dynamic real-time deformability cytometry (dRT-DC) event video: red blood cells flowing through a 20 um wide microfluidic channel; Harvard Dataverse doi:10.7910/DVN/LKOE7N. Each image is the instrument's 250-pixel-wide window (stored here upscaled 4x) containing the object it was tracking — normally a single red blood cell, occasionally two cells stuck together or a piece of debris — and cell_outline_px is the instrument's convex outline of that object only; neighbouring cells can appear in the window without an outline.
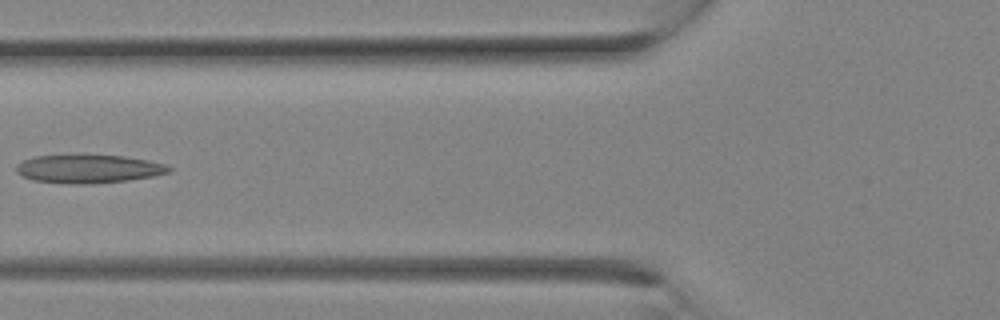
{"species": "Egyptian fruit bat (a non-hibernating species)", "species_latin": "Rousettus aegyptiacus", "temperature_condition": "room temperature", "stored_images_in_passage": 27, "camera_frame_rate_fps": 3000, "um_per_image_px": 0.085, "animal": {"sex": "female"}, "frame": {"image": 1, "passage_image": 10, "time_ms": 3.0, "image_size_px": [1000, 320], "cell_outline_px": [[172, 168], [168, 172], [152, 176], [128, 180], [92, 184], [68, 184], [32, 180], [20, 176], [16, 172], [16, 164], [24, 160], [36, 156], [76, 152], [80, 152], [124, 156], [148, 160], [168, 164]], "centroid_in_image_um": [7.47, 14.31], "position_along_channel_um": 118.3, "area_um2": 26.41}}
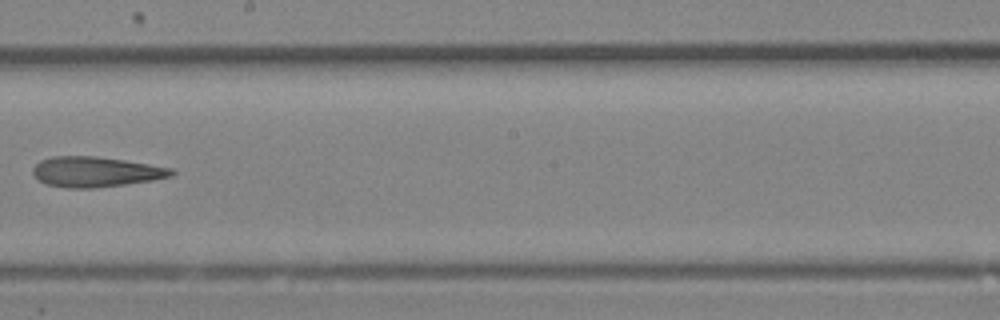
{"frame": {"image": 2, "passage_image": 15, "time_ms": 4.667, "image_size_px": [1000, 320], "cell_outline_px": [[176, 172], [172, 176], [152, 180], [124, 184], [92, 188], [64, 188], [48, 184], [40, 180], [32, 172], [32, 168], [40, 160], [52, 156], [96, 156], [124, 160], [172, 168]], "centroid_in_image_um": [8.13, 14.6], "position_along_channel_um": 240.1, "area_um2": 24.28}}
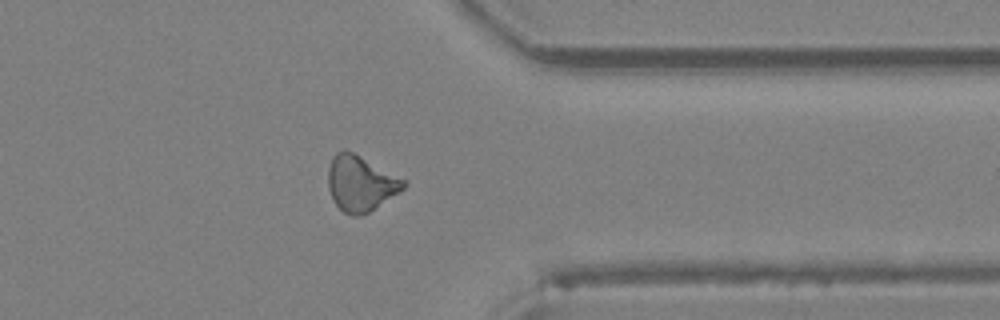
{"frame": {"image": 3, "passage_image": 21, "time_ms": 6.667, "image_size_px": [1000, 320], "cell_outline_px": [[408, 184], [400, 192], [368, 212], [356, 216], [352, 216], [344, 212], [332, 200], [328, 188], [328, 168], [332, 156], [336, 152], [344, 148], [408, 180]], "centroid_in_image_um": [30.65, 15.57], "position_along_channel_um": 380.7, "area_um2": 24.57}}